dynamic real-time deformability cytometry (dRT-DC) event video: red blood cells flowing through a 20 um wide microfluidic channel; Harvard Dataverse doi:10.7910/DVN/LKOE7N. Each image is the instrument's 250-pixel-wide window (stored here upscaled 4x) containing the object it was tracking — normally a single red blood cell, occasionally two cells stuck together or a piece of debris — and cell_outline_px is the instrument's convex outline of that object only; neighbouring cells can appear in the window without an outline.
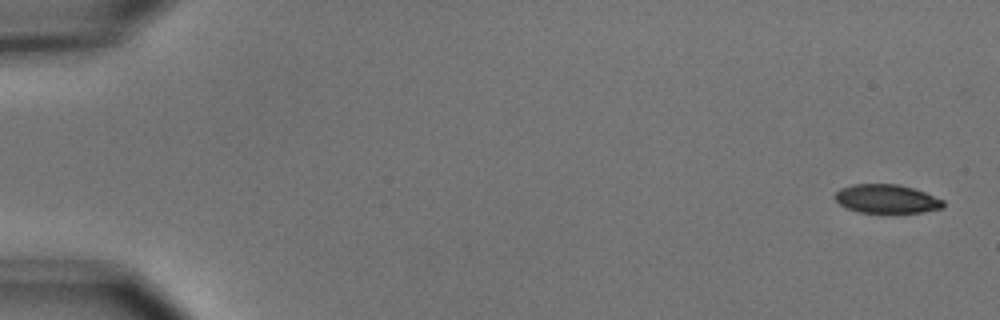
{"species": "common noctule bat (a hibernating species)", "species_latin": "Nyctalus noctula", "temperature_condition": "cold", "stored_images_in_passage": 8, "camera_frame_rate_fps": 3000, "um_per_image_px": 0.085, "animal": {"sex": "male", "body_mass_g": 15.6}, "frame": {"image": 1, "passage_image": 1, "time_ms": 0.0, "image_size_px": [1000, 320], "cell_outline_px": [[944, 208], [924, 212], [892, 216], [860, 212], [848, 208], [840, 204], [836, 200], [836, 192], [840, 188], [852, 184], [896, 184], [912, 188], [924, 192], [944, 200]], "centroid_in_image_um": [75.41, 16.96], "position_along_channel_um": 9.6, "area_um2": 18.84}}
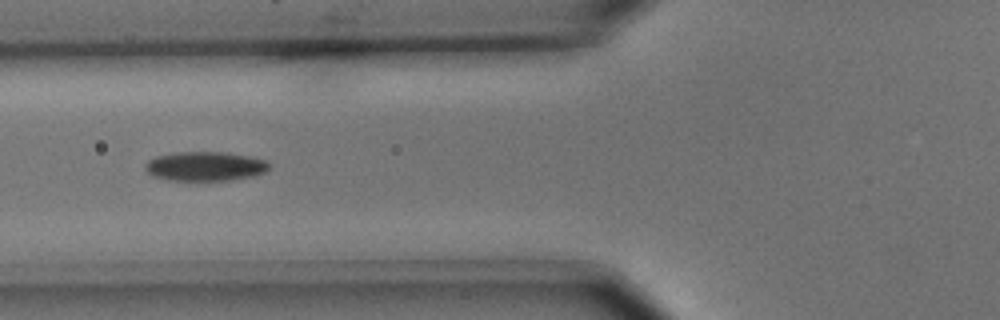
{"frame": {"image": 2, "passage_image": 6, "time_ms": 1.667, "image_size_px": [1000, 320], "cell_outline_px": [[272, 164], [264, 172], [252, 176], [228, 180], [168, 180], [152, 176], [144, 168], [144, 164], [148, 160], [156, 156], [172, 152], [224, 152], [252, 156], [264, 160]], "centroid_in_image_um": [17.41, 14.12], "position_along_channel_um": 108.4, "area_um2": 21.27}}
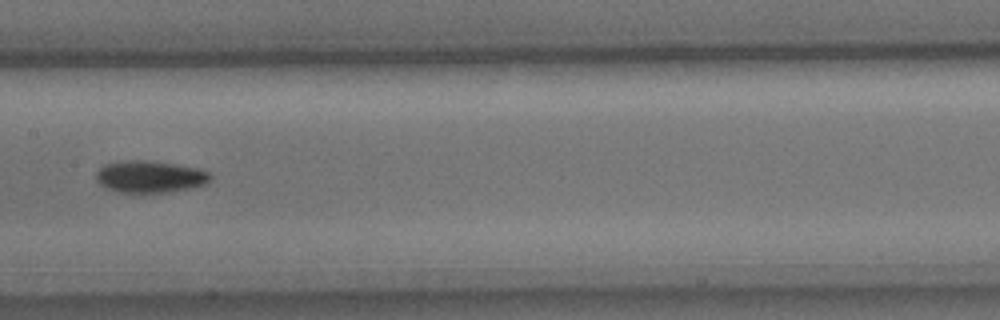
{"frame": {"image": 3, "passage_image": 8, "time_ms": 2.333, "image_size_px": [1000, 320], "cell_outline_px": [[212, 176], [204, 184], [188, 188], [168, 192], [136, 196], [120, 192], [108, 188], [100, 184], [96, 180], [96, 172], [104, 164], [124, 160], [144, 160], [172, 164], [196, 168], [208, 172]], "centroid_in_image_um": [12.67, 15.05], "position_along_channel_um": 194.7, "area_um2": 21.56}}